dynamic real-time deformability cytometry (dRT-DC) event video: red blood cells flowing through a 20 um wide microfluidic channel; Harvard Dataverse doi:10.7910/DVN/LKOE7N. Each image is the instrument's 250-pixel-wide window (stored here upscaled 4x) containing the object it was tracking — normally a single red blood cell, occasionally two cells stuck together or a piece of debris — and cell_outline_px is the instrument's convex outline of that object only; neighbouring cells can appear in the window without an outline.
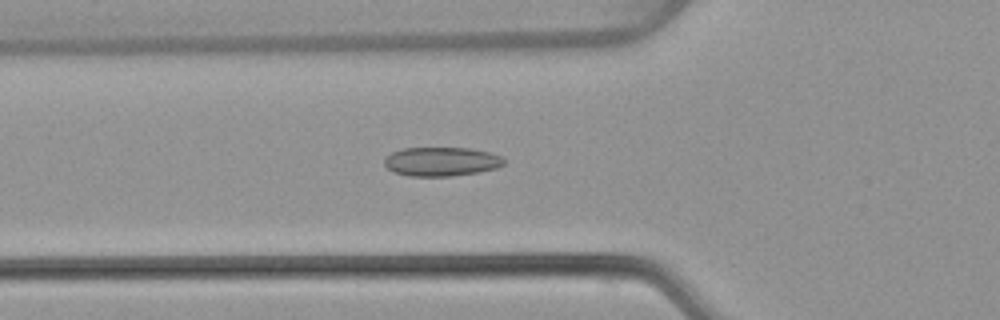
{"species": "common noctule bat (a hibernating species)", "species_latin": "Nyctalus noctula", "temperature_condition": "warm", "stored_images_in_passage": 53, "camera_frame_rate_fps": 3000, "um_per_image_px": 0.085, "animal": {"sex": "female", "body_mass_g": 22.7, "forearm_length_mm": 54.2}, "frame": {"image": 1, "passage_image": 18, "time_ms": 5.667, "image_size_px": [1000, 320], "cell_outline_px": [[504, 164], [496, 168], [476, 172], [452, 176], [408, 176], [396, 172], [388, 168], [384, 164], [384, 160], [392, 152], [404, 148], [468, 148], [488, 152], [500, 156], [504, 160]], "centroid_in_image_um": [37.51, 13.73], "position_along_channel_um": 88.3, "area_um2": 19.94}}
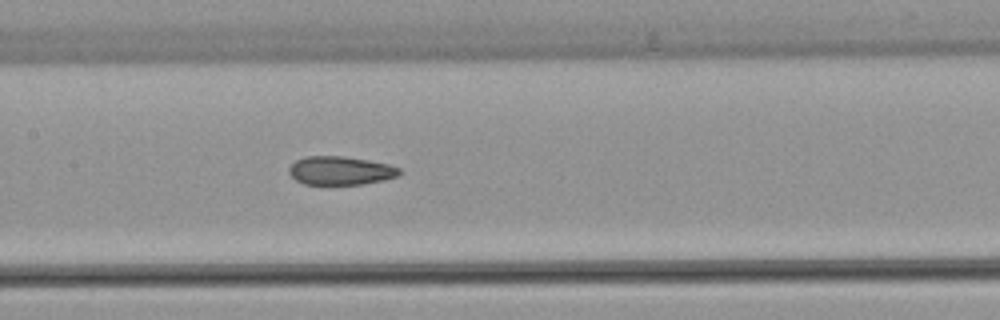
{"frame": {"image": 2, "passage_image": 25, "time_ms": 8.0, "image_size_px": [1000, 320], "cell_outline_px": [[404, 172], [400, 176], [384, 180], [364, 184], [304, 184], [296, 180], [288, 172], [288, 168], [296, 160], [308, 156], [344, 156], [368, 160], [388, 164], [400, 168]], "centroid_in_image_um": [28.99, 14.5], "position_along_channel_um": 178.4, "area_um2": 18.5}}
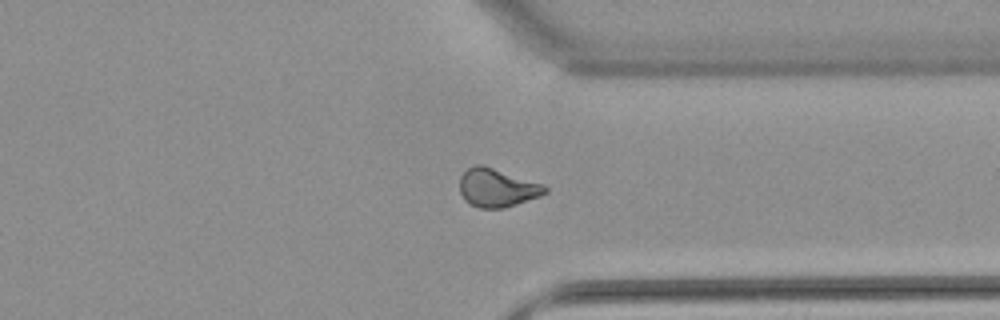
{"frame": {"image": 3, "passage_image": 40, "time_ms": 13.0, "image_size_px": [1000, 320], "cell_outline_px": [[548, 192], [540, 196], [504, 208], [480, 208], [468, 204], [464, 200], [460, 192], [460, 176], [468, 168], [476, 164], [484, 164], [544, 184], [548, 188]], "centroid_in_image_um": [42.25, 15.95], "position_along_channel_um": 369.1, "area_um2": 19.36}, "authors_computed_cell_mechanics": {"area_um2": 19.3052, "velocity_mm_per_s": 3.8399, "shape_relaxation_time_tau1_ms": null, "shape_relaxation_time_tau2_ms": 3.263, "deformation_change_tau1": null, "deformation_change_tau2": 0.0837}}